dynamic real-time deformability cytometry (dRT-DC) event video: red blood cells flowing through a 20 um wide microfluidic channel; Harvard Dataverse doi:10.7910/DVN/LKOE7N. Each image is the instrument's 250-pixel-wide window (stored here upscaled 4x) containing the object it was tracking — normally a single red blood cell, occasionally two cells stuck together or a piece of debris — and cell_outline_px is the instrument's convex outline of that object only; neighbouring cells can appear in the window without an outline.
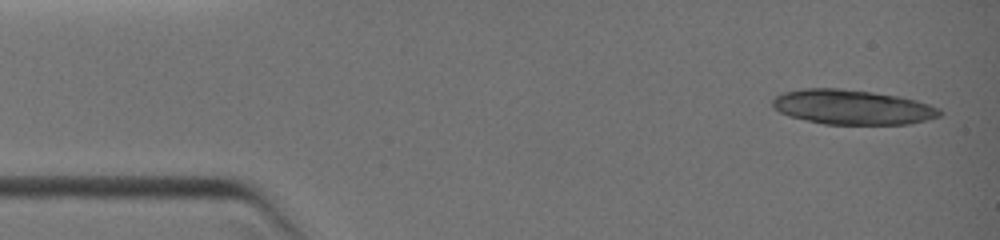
{"species": "common noctule bat (a hibernating species)", "species_latin": "Nyctalus noctula", "temperature_condition": "warm", "stored_images_in_passage": 7, "camera_frame_rate_fps": 3000, "um_per_image_px": 0.085, "animal": {"sex": "female", "body_mass_g": 19.0, "forearm_length_mm": 51.5}, "frame": {"image": 1, "passage_image": 1, "time_ms": 0.0, "image_size_px": [1000, 240], "cell_outline_px": [[944, 112], [940, 116], [908, 124], [824, 124], [788, 116], [780, 112], [772, 104], [772, 100], [776, 96], [784, 92], [804, 88], [840, 88], [872, 92], [900, 96], [916, 100], [940, 108]], "centroid_in_image_um": [72.46, 9.1], "position_along_channel_um": 12.5, "area_um2": 33.81}}
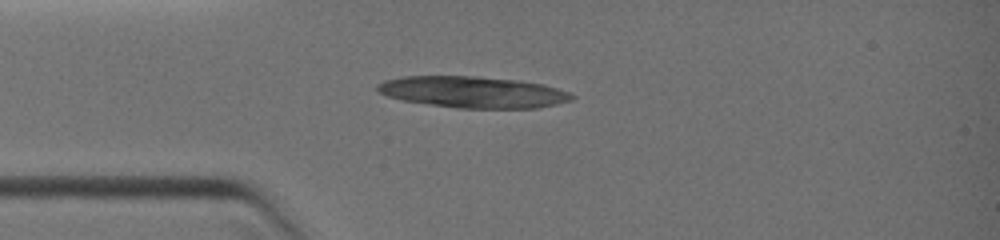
{"frame": {"image": 2, "passage_image": 5, "time_ms": 2.667, "image_size_px": [1000, 240], "cell_outline_px": [[576, 96], [572, 100], [556, 104], [536, 108], [456, 108], [404, 100], [388, 96], [380, 92], [376, 88], [376, 84], [384, 80], [404, 76], [480, 76], [520, 80], [544, 84], [568, 92]], "centroid_in_image_um": [40.22, 7.82], "position_along_channel_um": 44.8, "area_um2": 35.6}}